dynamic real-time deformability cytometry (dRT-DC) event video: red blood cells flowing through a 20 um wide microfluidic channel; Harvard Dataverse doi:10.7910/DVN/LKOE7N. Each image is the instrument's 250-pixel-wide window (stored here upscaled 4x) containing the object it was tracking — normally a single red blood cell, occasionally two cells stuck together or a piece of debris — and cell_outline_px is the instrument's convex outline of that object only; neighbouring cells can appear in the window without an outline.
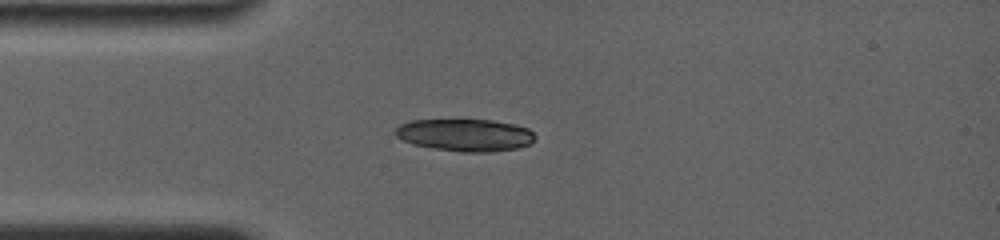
{"species": "common noctule bat (a hibernating species)", "species_latin": "Nyctalus noctula", "temperature_condition": "room temperature", "stored_images_in_passage": 2, "camera_frame_rate_fps": 4000, "um_per_image_px": 0.085, "animal": {"sex": "female", "body_mass_g": 19.0, "forearm_length_mm": 56.7}, "frame": {"image": 1, "passage_image": 1, "time_ms": 0.0, "image_size_px": [1000, 240], "cell_outline_px": [[536, 136], [532, 144], [516, 148], [488, 152], [460, 152], [412, 144], [396, 136], [396, 128], [400, 124], [412, 120], [492, 120], [516, 124], [528, 128]], "centroid_in_image_um": [39.58, 11.47], "position_along_channel_um": 45.4, "area_um2": 26.24}}